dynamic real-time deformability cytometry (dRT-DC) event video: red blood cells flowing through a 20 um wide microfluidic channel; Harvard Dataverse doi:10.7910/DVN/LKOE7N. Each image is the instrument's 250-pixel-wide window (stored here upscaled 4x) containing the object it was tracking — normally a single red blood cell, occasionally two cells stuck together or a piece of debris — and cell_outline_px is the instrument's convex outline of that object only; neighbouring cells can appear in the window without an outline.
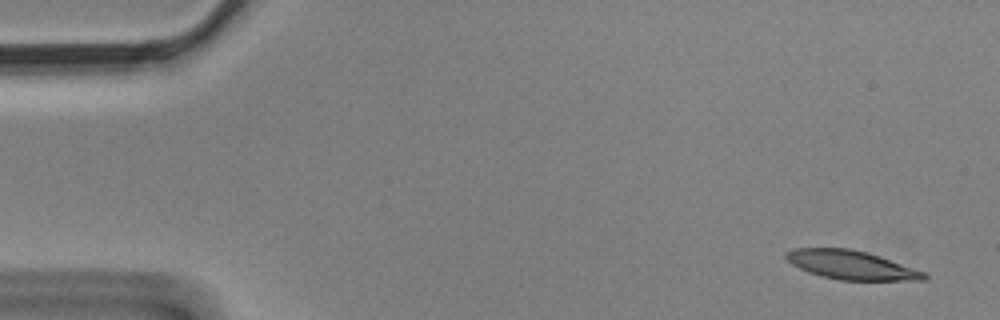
{"species": "Egyptian fruit bat (a non-hibernating species)", "species_latin": "Rousettus aegyptiacus", "temperature_condition": "cold", "stored_images_in_passage": 8, "camera_frame_rate_fps": 3000, "um_per_image_px": 0.085, "animal": {"sex": "male"}, "frame": {"image": 1, "passage_image": 1, "time_ms": 0.0, "image_size_px": [1000, 320], "cell_outline_px": [[928, 276], [924, 280], [840, 280], [820, 276], [808, 272], [792, 264], [784, 256], [784, 252], [792, 248], [848, 248], [880, 256], [924, 272]], "centroid_in_image_um": [72.3, 22.52], "position_along_channel_um": 12.7, "area_um2": 23.0}}
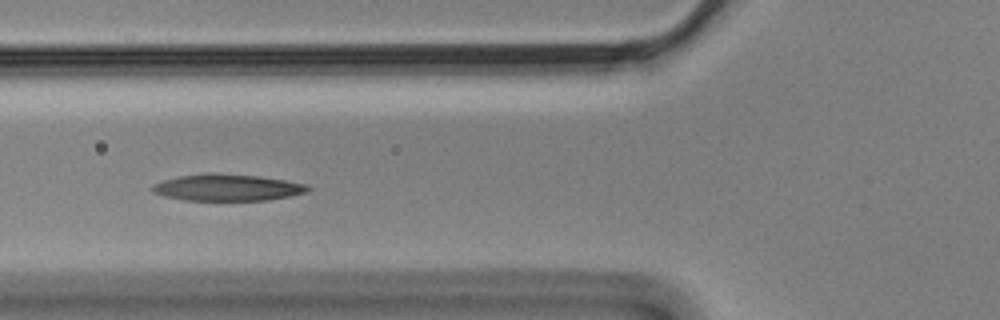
{"frame": {"image": 2, "passage_image": 6, "time_ms": 1.667, "image_size_px": [1000, 320], "cell_outline_px": [[312, 188], [304, 192], [292, 196], [268, 200], [184, 200], [164, 196], [152, 192], [152, 188], [156, 184], [164, 180], [180, 176], [208, 172], [212, 172], [260, 176], [308, 184]], "centroid_in_image_um": [19.36, 15.93], "position_along_channel_um": 106.4, "area_um2": 24.16}}
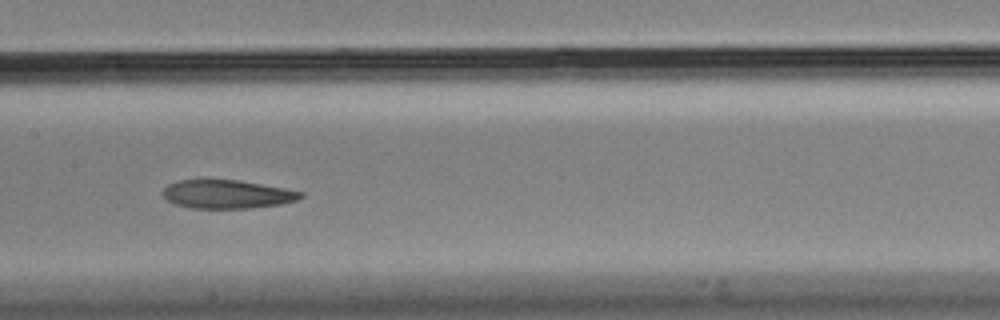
{"frame": {"image": 3, "passage_image": 8, "time_ms": 2.333, "image_size_px": [1000, 320], "cell_outline_px": [[304, 196], [296, 200], [280, 204], [248, 208], [192, 208], [176, 204], [168, 200], [160, 192], [168, 184], [176, 180], [196, 176], [208, 176], [240, 180], [284, 188], [304, 192]], "centroid_in_image_um": [19.21, 16.44], "position_along_channel_um": 188.2, "area_um2": 23.93}}